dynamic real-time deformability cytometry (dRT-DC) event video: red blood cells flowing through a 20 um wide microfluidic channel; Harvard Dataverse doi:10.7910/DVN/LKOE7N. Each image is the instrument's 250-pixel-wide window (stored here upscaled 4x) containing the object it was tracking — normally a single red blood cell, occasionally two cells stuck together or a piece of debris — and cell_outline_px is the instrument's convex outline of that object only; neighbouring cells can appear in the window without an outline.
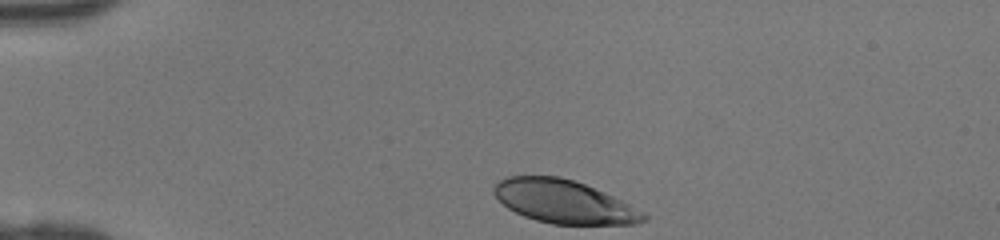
{"species": "human", "species_latin": "Homo sapiens", "temperature_condition": "room temperature", "stored_images_in_passage": 30, "camera_frame_rate_fps": 3000, "um_per_image_px": 0.085, "donor": {"sex": "female"}, "frame": {"image": 1, "passage_image": 1, "time_ms": 0.0, "image_size_px": [1000, 240], "cell_outline_px": [[648, 220], [636, 224], [552, 224], [536, 220], [524, 216], [508, 208], [492, 192], [492, 188], [504, 176], [560, 176], [584, 184], [604, 192], [644, 212], [648, 216]], "centroid_in_image_um": [47.93, 17.14], "position_along_channel_um": 37.1, "area_um2": 37.45}}
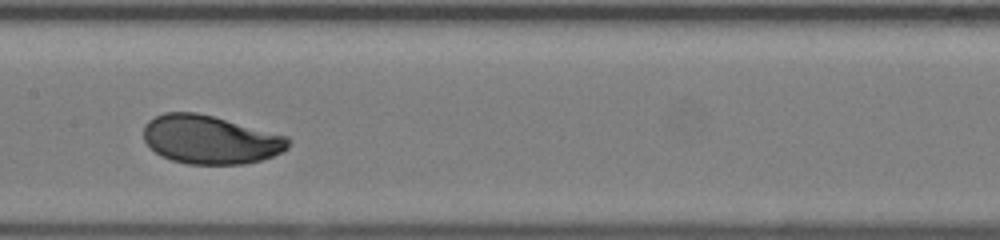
{"frame": {"image": 2, "passage_image": 15, "time_ms": 4.667, "image_size_px": [1000, 240], "cell_outline_px": [[292, 140], [288, 148], [272, 156], [260, 160], [244, 164], [188, 164], [172, 160], [160, 156], [144, 140], [144, 124], [148, 120], [164, 112], [196, 112], [212, 116], [288, 136]], "centroid_in_image_um": [17.87, 11.87], "position_along_channel_um": 189.5, "area_um2": 40.86}}
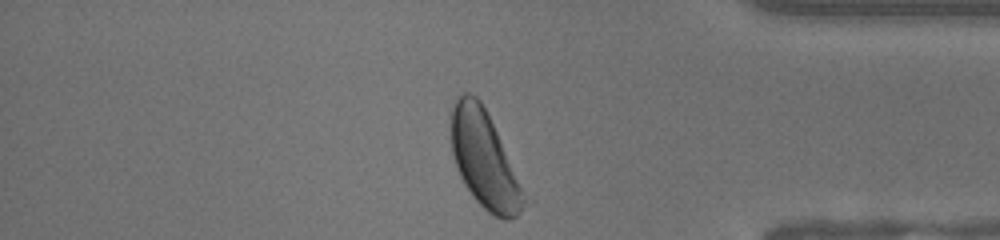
{"frame": {"image": 3, "passage_image": 30, "time_ms": 9.667, "image_size_px": [1000, 240], "cell_outline_px": [[532, 200], [516, 216], [508, 220], [504, 220], [488, 212], [472, 196], [464, 184], [456, 168], [452, 152], [448, 128], [448, 116], [452, 100], [464, 92], [468, 92], [476, 96], [480, 100]], "centroid_in_image_um": [41.17, 13.56], "position_along_channel_um": 394.0, "area_um2": 42.66}}